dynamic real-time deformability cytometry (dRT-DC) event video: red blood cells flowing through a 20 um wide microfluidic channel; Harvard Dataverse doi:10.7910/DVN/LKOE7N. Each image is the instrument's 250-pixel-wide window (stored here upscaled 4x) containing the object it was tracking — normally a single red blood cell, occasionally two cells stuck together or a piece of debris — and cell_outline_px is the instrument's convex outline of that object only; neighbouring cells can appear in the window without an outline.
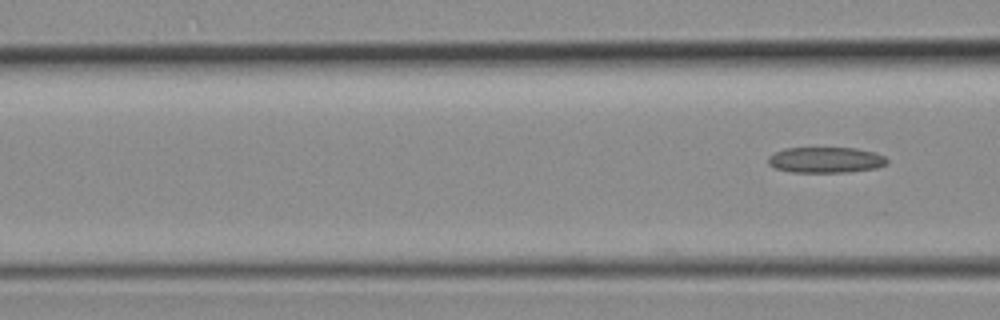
{"species": "common noctule bat (a hibernating species)", "species_latin": "Nyctalus noctula", "temperature_condition": "room temperature", "stored_images_in_passage": 6, "camera_frame_rate_fps": 3000, "um_per_image_px": 0.085, "animal": {"sex": "female", "body_mass_g": 19.3, "forearm_length_mm": 54.1}, "frame": {"image": 1, "passage_image": 6, "time_ms": 1.667, "image_size_px": [1000, 320], "cell_outline_px": [[888, 164], [876, 168], [848, 172], [792, 172], [776, 168], [768, 164], [768, 156], [784, 148], [856, 148], [876, 152], [884, 156], [888, 160]], "centroid_in_image_um": [70.21, 13.59], "position_along_channel_um": 96.4, "area_um2": 17.92}}